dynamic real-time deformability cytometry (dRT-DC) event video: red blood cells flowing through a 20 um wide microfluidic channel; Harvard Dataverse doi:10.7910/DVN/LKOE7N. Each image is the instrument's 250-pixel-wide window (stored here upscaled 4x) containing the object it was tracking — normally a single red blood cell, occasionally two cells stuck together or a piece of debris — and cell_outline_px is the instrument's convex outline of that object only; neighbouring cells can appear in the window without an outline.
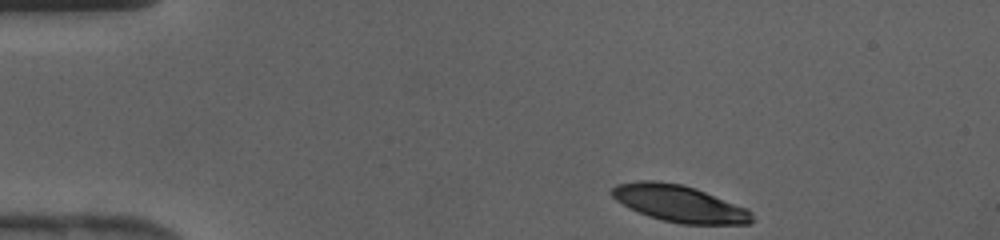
{"species": "human", "species_latin": "Homo sapiens", "temperature_condition": "cold", "stored_images_in_passage": 37, "camera_frame_rate_fps": 3000, "um_per_image_px": 0.085, "donor": {"sex": "female"}, "frame": {"image": 1, "passage_image": 1, "time_ms": 0.0, "image_size_px": [1000, 240], "cell_outline_px": [[756, 220], [748, 224], [680, 224], [648, 216], [616, 200], [608, 192], [616, 184], [640, 180], [652, 180], [680, 184], [696, 188], [748, 208], [752, 212]], "centroid_in_image_um": [57.79, 17.3], "position_along_channel_um": 27.2, "area_um2": 30.11}}
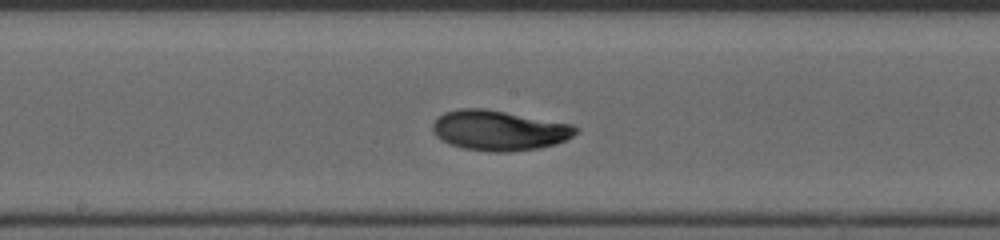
{"frame": {"image": 2, "passage_image": 17, "time_ms": 5.333, "image_size_px": [1000, 240], "cell_outline_px": [[580, 128], [572, 136], [556, 144], [540, 148], [508, 152], [488, 152], [464, 148], [452, 144], [436, 136], [432, 132], [432, 124], [444, 112], [460, 108], [484, 108], [572, 124]], "centroid_in_image_um": [42.43, 11.08], "position_along_channel_um": 205.8, "area_um2": 33.35}}
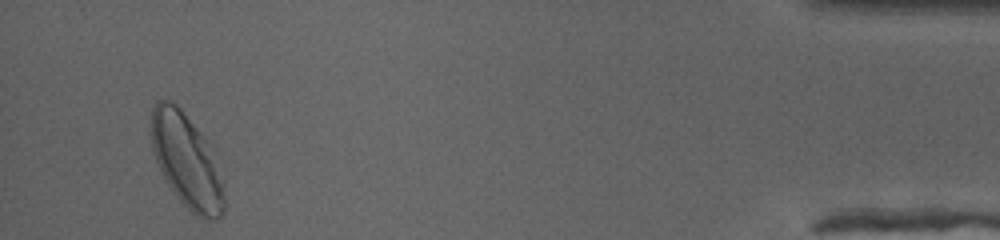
{"frame": {"image": 3, "passage_image": 35, "time_ms": 11.333, "image_size_px": [1000, 240], "cell_outline_px": [[224, 208], [220, 216], [212, 220], [204, 220], [196, 216], [172, 192], [164, 180], [152, 152], [152, 108], [156, 100], [168, 100], [176, 104], [180, 108], [212, 144], [224, 180]], "centroid_in_image_um": [15.9, 13.69], "position_along_channel_um": 419.3, "area_um2": 40.75}}